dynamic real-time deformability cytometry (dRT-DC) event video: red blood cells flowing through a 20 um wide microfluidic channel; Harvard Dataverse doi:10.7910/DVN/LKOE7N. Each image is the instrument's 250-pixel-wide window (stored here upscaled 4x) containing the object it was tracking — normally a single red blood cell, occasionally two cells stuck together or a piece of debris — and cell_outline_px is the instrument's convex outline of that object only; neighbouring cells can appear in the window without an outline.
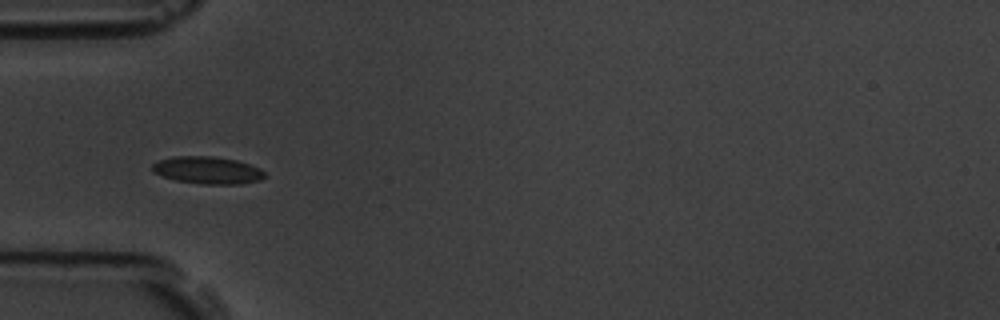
{"species": "common noctule bat (a hibernating species)", "species_latin": "Nyctalus noctula", "temperature_condition": "room temperature", "stored_images_in_passage": 41, "camera_frame_rate_fps": 3000, "um_per_image_px": 0.085, "animal": {"sex": "male", "body_mass_g": 19.5, "forearm_length_mm": 54.6}, "frame": {"image": 1, "passage_image": 1, "time_ms": 0.0, "image_size_px": [1000, 320], "cell_outline_px": [[268, 176], [260, 180], [240, 184], [204, 184], [176, 180], [152, 172], [152, 164], [160, 160], [172, 156], [212, 156], [236, 160], [260, 168]], "centroid_in_image_um": [17.66, 14.47], "position_along_channel_um": 67.3, "area_um2": 17.86}}
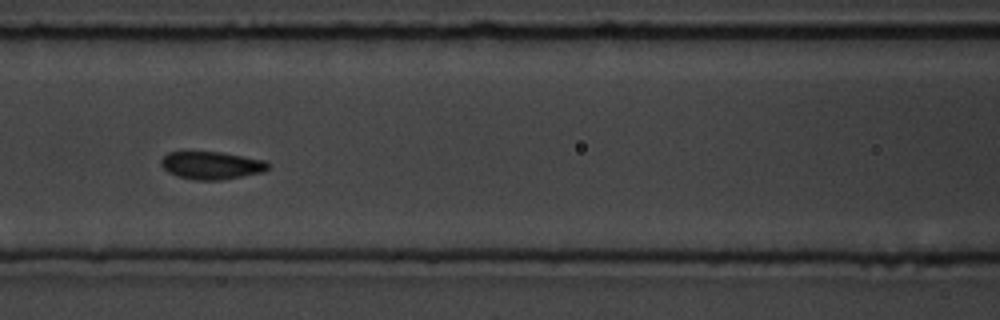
{"frame": {"image": 2, "passage_image": 8, "time_ms": 2.333, "image_size_px": [1000, 320], "cell_outline_px": [[268, 168], [264, 172], [220, 180], [196, 180], [176, 176], [168, 172], [160, 164], [160, 160], [168, 152], [220, 152], [264, 160], [268, 164]], "centroid_in_image_um": [17.95, 14.06], "position_along_channel_um": 148.7, "area_um2": 17.17}}
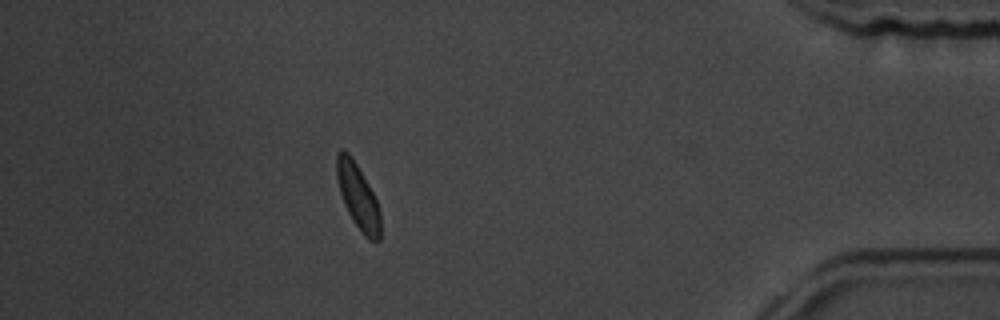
{"frame": {"image": 3, "passage_image": 34, "time_ms": 11.0, "image_size_px": [1000, 320], "cell_outline_px": [[380, 240], [368, 240], [364, 236], [352, 220], [344, 204], [340, 192], [336, 176], [336, 152], [340, 148], [344, 148], [352, 156], [368, 184], [376, 200], [380, 212]], "centroid_in_image_um": [30.4, 16.66], "position_along_channel_um": 404.8, "area_um2": 16.65}, "authors_computed_cell_mechanics": {"area_um2": 17.1666, "velocity_mm_per_s": 3.51, "shape_relaxation_time_tau1_ms": 3.6583, "shape_relaxation_time_tau2_ms": null, "deformation_change_tau1": 0.0716, "deformation_change_tau2": null}}